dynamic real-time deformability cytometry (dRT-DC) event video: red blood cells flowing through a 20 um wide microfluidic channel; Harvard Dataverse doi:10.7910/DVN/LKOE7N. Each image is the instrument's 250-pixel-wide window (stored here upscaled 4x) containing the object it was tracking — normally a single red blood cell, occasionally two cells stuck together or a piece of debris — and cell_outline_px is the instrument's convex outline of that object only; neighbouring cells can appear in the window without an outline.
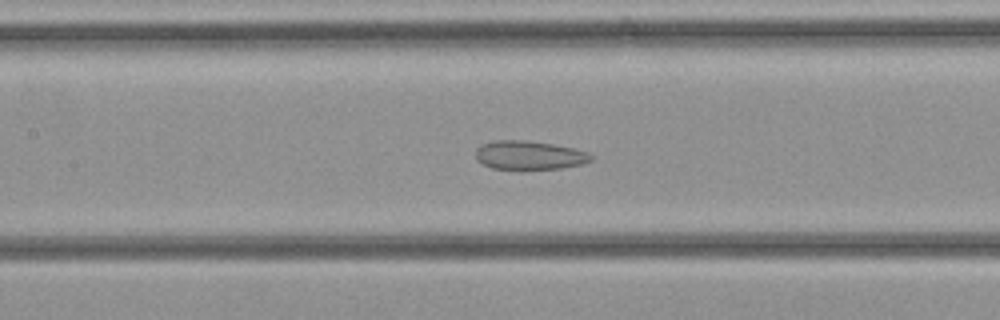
{"species": "common noctule bat (a hibernating species)", "species_latin": "Nyctalus noctula", "temperature_condition": "cold", "stored_images_in_passage": 31, "camera_frame_rate_fps": 3000, "um_per_image_px": 0.085, "animal": {"sex": "female", "body_mass_g": 21.9}, "frame": {"image": 1, "passage_image": 12, "time_ms": 3.667, "image_size_px": [1000, 320], "cell_outline_px": [[592, 160], [580, 164], [560, 168], [520, 172], [492, 168], [476, 160], [476, 148], [480, 144], [492, 140], [524, 140], [552, 144], [572, 148], [588, 152], [592, 156]], "centroid_in_image_um": [44.92, 13.23], "position_along_channel_um": 162.5, "area_um2": 20.0}}
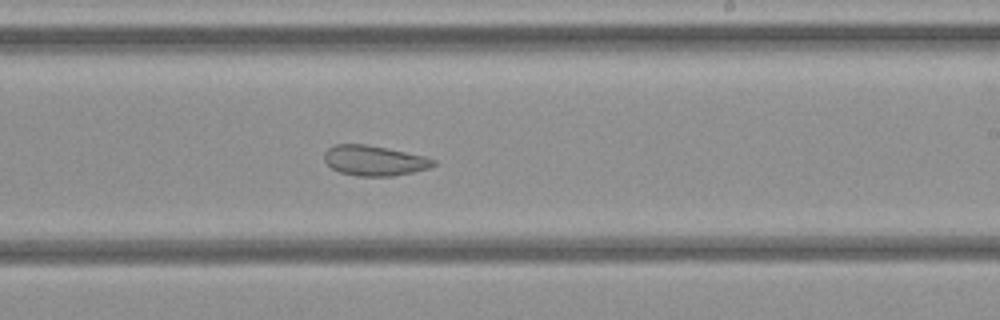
{"frame": {"image": 2, "passage_image": 17, "time_ms": 5.333, "image_size_px": [1000, 320], "cell_outline_px": [[436, 164], [428, 168], [412, 172], [392, 176], [360, 176], [340, 172], [332, 168], [324, 160], [324, 152], [328, 148], [336, 144], [368, 144], [388, 148], [424, 156], [436, 160]], "centroid_in_image_um": [31.81, 13.64], "position_along_channel_um": 257.2, "area_um2": 19.13}}
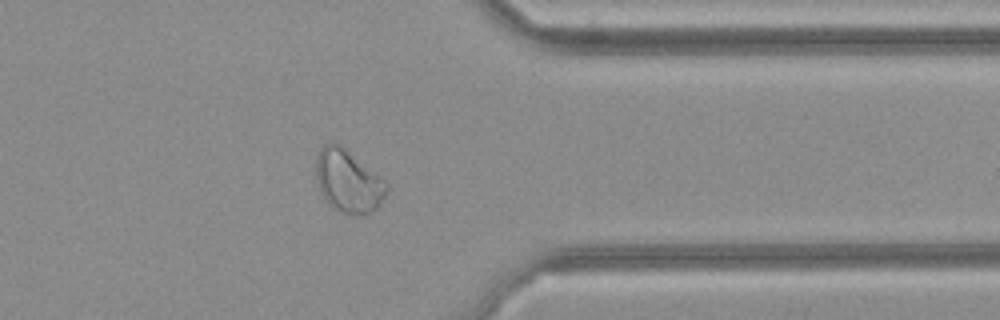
{"frame": {"image": 3, "passage_image": 24, "time_ms": 7.667, "image_size_px": [1000, 320], "cell_outline_px": [[388, 188], [380, 204], [372, 212], [356, 216], [332, 208], [328, 204], [320, 192], [316, 180], [316, 156], [320, 148], [324, 144], [332, 140], [340, 144], [380, 176], [388, 184]], "centroid_in_image_um": [29.57, 15.38], "position_along_channel_um": 381.8, "area_um2": 25.95}}